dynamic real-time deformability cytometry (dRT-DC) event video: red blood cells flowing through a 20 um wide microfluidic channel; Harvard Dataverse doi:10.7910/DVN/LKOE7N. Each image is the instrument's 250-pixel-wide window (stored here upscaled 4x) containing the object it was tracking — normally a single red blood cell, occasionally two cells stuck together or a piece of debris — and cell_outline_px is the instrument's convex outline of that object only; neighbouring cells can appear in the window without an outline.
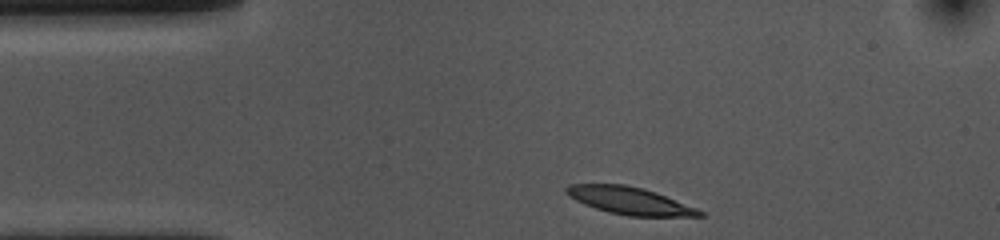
{"species": "common noctule bat (a hibernating species)", "species_latin": "Nyctalus noctula", "temperature_condition": "cold", "stored_images_in_passage": 34, "camera_frame_rate_fps": 3000, "um_per_image_px": 0.085, "animal": {"sex": "female", "body_mass_g": 10.0, "forearm_length_mm": 53.1}, "frame": {"image": 1, "passage_image": 1, "time_ms": 0.0, "image_size_px": [1000, 240], "cell_outline_px": [[704, 216], [628, 216], [608, 212], [584, 204], [568, 196], [564, 192], [564, 188], [568, 184], [624, 184], [644, 188], [656, 192], [696, 208], [704, 212]], "centroid_in_image_um": [53.48, 17.05], "position_along_channel_um": 31.5, "area_um2": 21.21}}
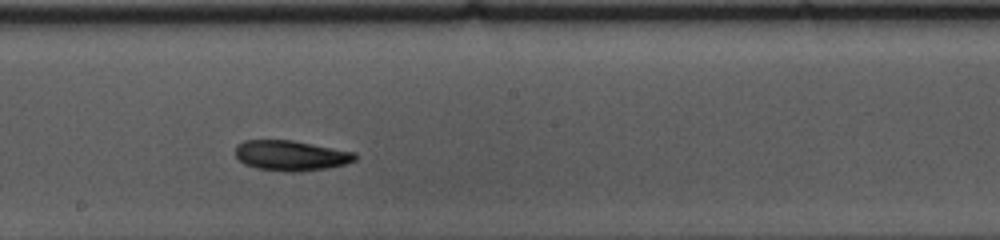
{"frame": {"image": 2, "passage_image": 20, "time_ms": 6.333, "image_size_px": [1000, 240], "cell_outline_px": [[356, 160], [348, 164], [328, 168], [300, 172], [288, 172], [256, 168], [244, 164], [236, 156], [236, 144], [244, 140], [292, 140], [356, 152]], "centroid_in_image_um": [24.75, 13.23], "position_along_channel_um": 223.4, "area_um2": 21.33}}
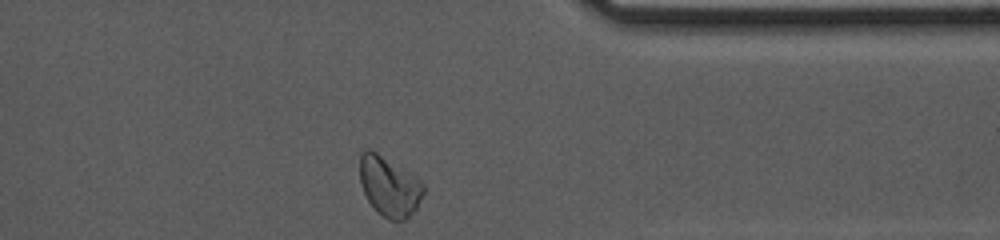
{"frame": {"image": 3, "passage_image": 34, "time_ms": 11.0, "image_size_px": [1000, 240], "cell_outline_px": [[424, 192], [416, 208], [404, 220], [388, 220], [376, 212], [368, 200], [364, 192], [360, 180], [360, 152], [368, 148], [376, 152], [424, 184]], "centroid_in_image_um": [33.05, 15.87], "position_along_channel_um": 378.4, "area_um2": 21.62}, "authors_computed_cell_mechanics": {"area_um2": 21.0681, "velocity_mm_per_s": 3.578, "shape_relaxation_time_tau1_ms": 7.935, "shape_relaxation_time_tau2_ms": null, "deformation_change_tau1": 0.1772, "deformation_change_tau2": null}}